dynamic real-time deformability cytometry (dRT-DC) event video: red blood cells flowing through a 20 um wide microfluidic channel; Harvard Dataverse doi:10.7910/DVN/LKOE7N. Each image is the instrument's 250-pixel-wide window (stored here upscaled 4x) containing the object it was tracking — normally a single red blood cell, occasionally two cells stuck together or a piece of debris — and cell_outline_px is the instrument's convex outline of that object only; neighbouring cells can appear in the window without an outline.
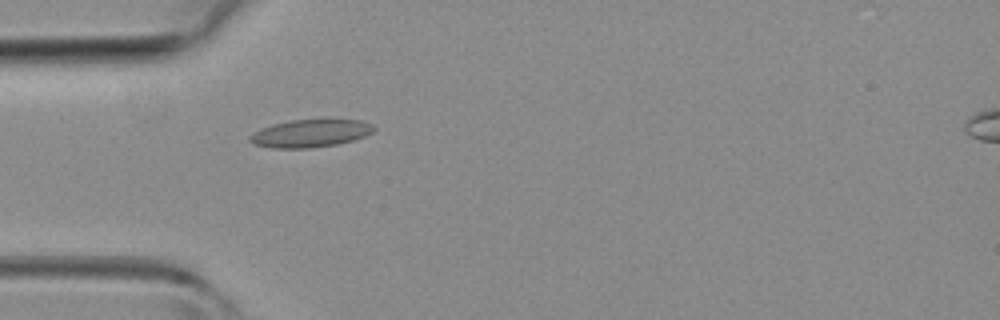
{"species": "common noctule bat (a hibernating species)", "species_latin": "Nyctalus noctula", "temperature_condition": "room temperature", "stored_images_in_passage": 31, "camera_frame_rate_fps": 3000, "um_per_image_px": 0.085, "animal": {"sex": "female", "body_mass_g": 19.3, "forearm_length_mm": 54.1}, "frame": {"image": 1, "passage_image": 4, "time_ms": 1.0, "image_size_px": [1000, 320], "cell_outline_px": [[376, 128], [372, 132], [364, 136], [352, 140], [336, 144], [308, 148], [272, 148], [252, 144], [248, 140], [248, 136], [252, 132], [260, 128], [272, 124], [292, 120], [360, 120], [372, 124]], "centroid_in_image_um": [26.31, 11.34], "position_along_channel_um": 58.7, "area_um2": 20.0}}
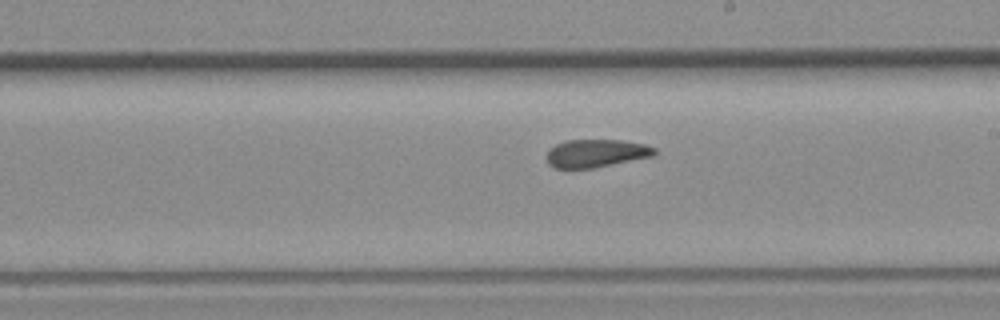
{"frame": {"image": 2, "passage_image": 16, "time_ms": 5.0, "image_size_px": [1000, 320], "cell_outline_px": [[656, 152], [652, 156], [592, 168], [552, 168], [548, 164], [548, 152], [556, 144], [564, 140], [620, 140], [644, 144], [656, 148]], "centroid_in_image_um": [50.66, 13.02], "position_along_channel_um": 238.3, "area_um2": 17.34}}
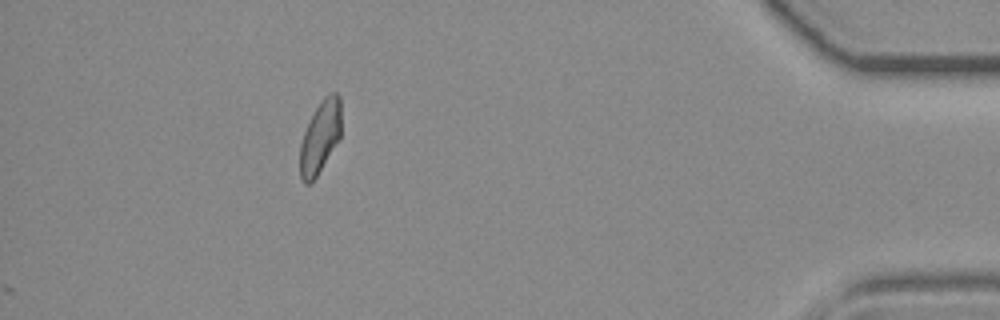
{"frame": {"image": 3, "passage_image": 31, "time_ms": 10.0, "image_size_px": [1000, 320], "cell_outline_px": [[340, 136], [316, 176], [308, 184], [304, 184], [300, 176], [300, 144], [304, 132], [316, 108], [324, 96], [332, 92], [336, 92], [340, 96]], "centroid_in_image_um": [27.2, 11.62], "position_along_channel_um": 408.0, "area_um2": 16.88}}